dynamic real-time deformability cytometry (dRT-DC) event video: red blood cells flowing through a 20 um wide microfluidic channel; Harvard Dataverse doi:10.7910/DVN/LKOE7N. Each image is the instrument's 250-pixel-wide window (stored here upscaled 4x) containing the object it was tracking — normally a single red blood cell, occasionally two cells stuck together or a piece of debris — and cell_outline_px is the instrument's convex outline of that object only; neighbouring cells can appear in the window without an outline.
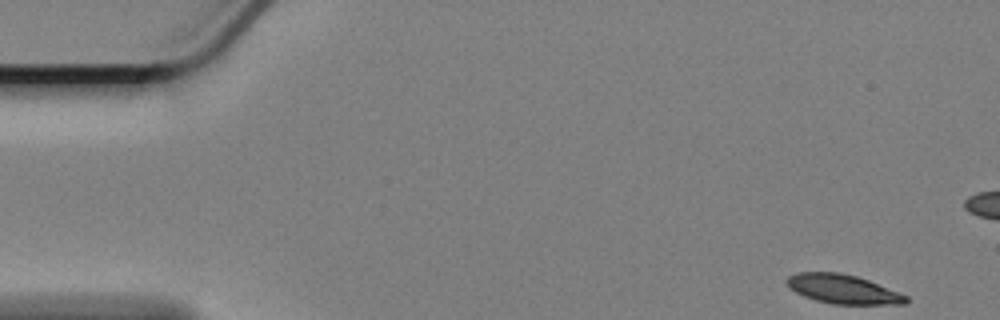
{"species": "Egyptian fruit bat (a non-hibernating species)", "species_latin": "Rousettus aegyptiacus", "temperature_condition": "cold", "stored_images_in_passage": 13, "camera_frame_rate_fps": 3000, "um_per_image_px": 0.085, "animal": {"sex": "female"}, "frame": {"image": 1, "passage_image": 1, "time_ms": 0.0, "image_size_px": [1000, 320], "cell_outline_px": [[908, 304], [832, 304], [816, 300], [804, 296], [788, 288], [784, 280], [788, 276], [796, 272], [840, 272], [856, 276], [868, 280], [900, 292], [908, 296]], "centroid_in_image_um": [71.63, 24.57], "position_along_channel_um": 13.4, "area_um2": 20.4}}